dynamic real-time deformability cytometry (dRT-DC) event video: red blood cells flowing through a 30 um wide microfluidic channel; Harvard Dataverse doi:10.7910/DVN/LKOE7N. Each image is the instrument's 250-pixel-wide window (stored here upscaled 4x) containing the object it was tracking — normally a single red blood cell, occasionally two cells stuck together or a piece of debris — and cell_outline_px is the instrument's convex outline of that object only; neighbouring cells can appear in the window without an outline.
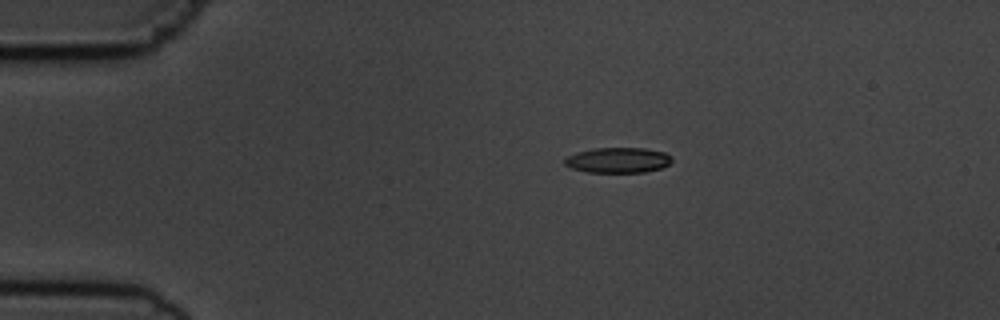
{"species": "common noctule bat (a hibernating species)", "species_latin": "Nyctalus noctula", "temperature_condition": "cold", "stored_images_in_passage": 3, "camera_frame_rate_fps": 3000, "um_per_image_px": 0.085, "animal": {"sex": "male", "body_mass_g": 19.5, "forearm_length_mm": 54.6}, "frame": {"image": 1, "passage_image": 1, "time_ms": 0.0, "image_size_px": [1000, 320], "cell_outline_px": [[672, 160], [668, 164], [660, 168], [644, 172], [588, 172], [572, 168], [564, 164], [564, 156], [576, 152], [596, 148], [644, 148], [664, 152], [672, 156]], "centroid_in_image_um": [52.5, 13.6], "position_along_channel_um": 32.5, "area_um2": 15.84}}
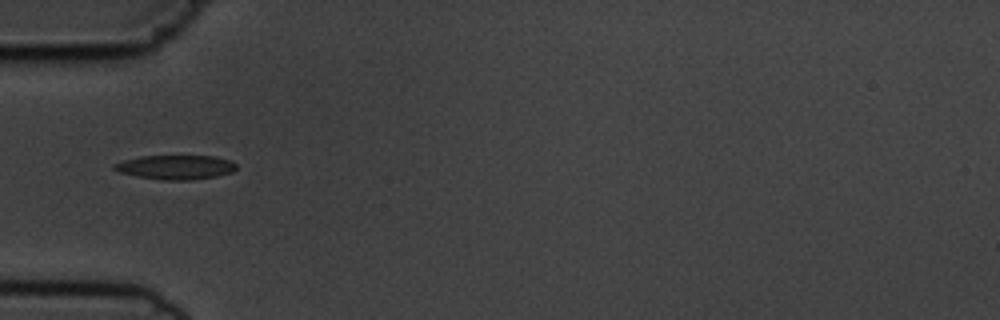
{"frame": {"image": 2, "passage_image": 3, "time_ms": 2.333, "image_size_px": [1000, 320], "cell_outline_px": [[236, 168], [232, 172], [216, 176], [192, 180], [164, 180], [140, 176], [120, 172], [112, 168], [112, 164], [124, 160], [140, 156], [212, 156], [232, 160], [236, 164]], "centroid_in_image_um": [14.95, 14.2], "position_along_channel_um": 70.1, "area_um2": 17.17}}